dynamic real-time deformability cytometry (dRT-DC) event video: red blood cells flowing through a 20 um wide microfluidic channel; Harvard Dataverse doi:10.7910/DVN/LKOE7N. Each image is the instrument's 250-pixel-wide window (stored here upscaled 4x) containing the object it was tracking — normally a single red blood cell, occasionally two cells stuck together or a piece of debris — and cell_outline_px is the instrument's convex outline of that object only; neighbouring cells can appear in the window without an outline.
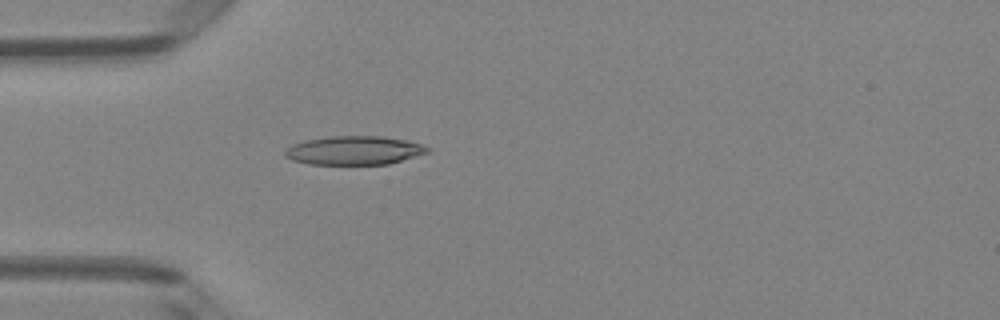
{"species": "Egyptian fruit bat (a non-hibernating species)", "species_latin": "Rousettus aegyptiacus", "temperature_condition": "room temperature", "stored_images_in_passage": 49, "camera_frame_rate_fps": 3000, "um_per_image_px": 0.085, "animal": {"sex": "female"}, "frame": {"image": 1, "passage_image": 14, "time_ms": 4.333, "image_size_px": [1000, 320], "cell_outline_px": [[428, 152], [388, 164], [308, 164], [292, 160], [284, 156], [284, 152], [292, 144], [304, 140], [328, 136], [380, 136], [404, 140], [420, 144], [428, 148]], "centroid_in_image_um": [30.03, 12.78], "position_along_channel_um": 55.0, "area_um2": 23.64}}
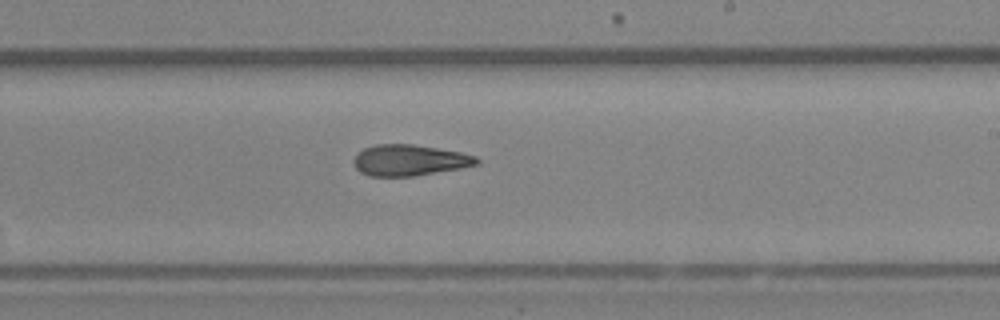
{"frame": {"image": 2, "passage_image": 29, "time_ms": 9.333, "image_size_px": [1000, 320], "cell_outline_px": [[480, 164], [460, 168], [412, 176], [368, 176], [360, 172], [356, 168], [352, 160], [356, 152], [364, 148], [376, 144], [412, 144], [460, 152], [476, 156], [480, 160]], "centroid_in_image_um": [34.77, 13.61], "position_along_channel_um": 254.2, "area_um2": 22.31}}
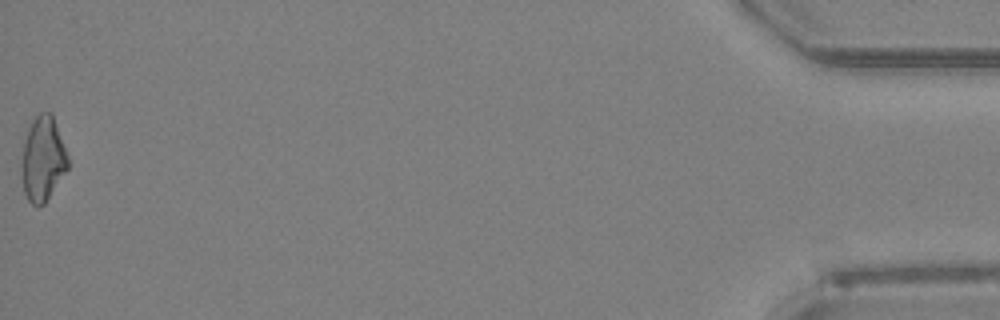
{"frame": {"image": 3, "passage_image": 49, "time_ms": 16.0, "image_size_px": [1000, 320], "cell_outline_px": [[68, 168], [44, 204], [32, 204], [28, 200], [24, 192], [20, 172], [20, 168], [24, 140], [28, 128], [32, 120], [40, 112], [52, 112], [68, 156]], "centroid_in_image_um": [3.62, 13.49], "position_along_channel_um": 431.6, "area_um2": 22.89}, "authors_computed_cell_mechanics": {"area_um2": 22.831, "velocity_mm_per_s": 4.1279, "shape_relaxation_time_tau1_ms": null, "shape_relaxation_time_tau2_ms": 7.7667, "deformation_change_tau1": null, "deformation_change_tau2": 0.2077}}